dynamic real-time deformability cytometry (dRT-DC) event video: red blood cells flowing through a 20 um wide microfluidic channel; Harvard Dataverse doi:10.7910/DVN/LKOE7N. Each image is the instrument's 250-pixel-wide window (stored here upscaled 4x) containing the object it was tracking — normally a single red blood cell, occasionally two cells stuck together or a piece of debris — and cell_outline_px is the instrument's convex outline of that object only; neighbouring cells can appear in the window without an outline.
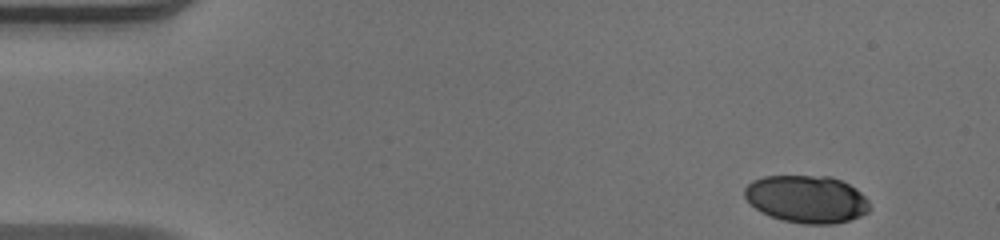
{"species": "human", "species_latin": "Homo sapiens", "temperature_condition": "warm", "stored_images_in_passage": 42, "camera_frame_rate_fps": 3000, "um_per_image_px": 0.085, "donor": {"sex": "male"}, "frame": {"image": 1, "passage_image": 1, "time_ms": 0.0, "image_size_px": [1000, 240], "cell_outline_px": [[868, 212], [860, 216], [848, 220], [832, 224], [804, 224], [784, 220], [760, 212], [744, 196], [744, 188], [752, 180], [764, 176], [832, 176], [856, 188], [868, 200]], "centroid_in_image_um": [68.55, 16.91], "position_along_channel_um": 16.4, "area_um2": 34.45}}
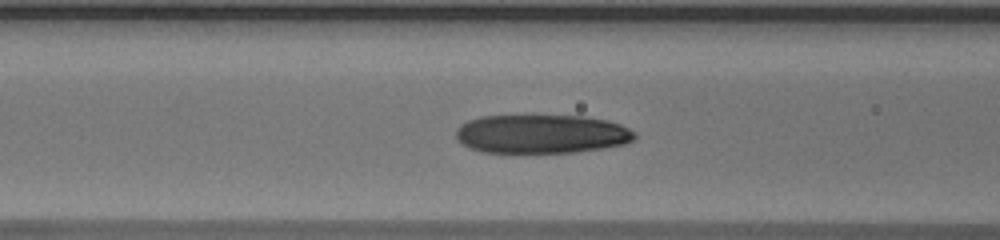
{"frame": {"image": 2, "passage_image": 17, "time_ms": 5.333, "image_size_px": [1000, 240], "cell_outline_px": [[636, 140], [624, 144], [604, 148], [576, 152], [484, 152], [468, 148], [460, 144], [456, 140], [456, 128], [460, 124], [468, 120], [480, 116], [584, 116], [608, 120], [620, 124], [636, 132]], "centroid_in_image_um": [46.03, 11.39], "position_along_channel_um": 120.6, "area_um2": 40.75}}
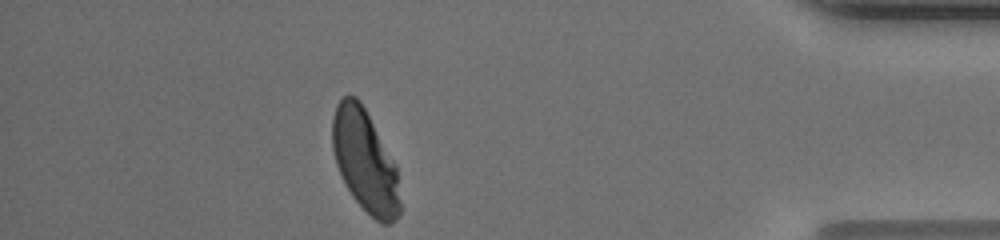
{"frame": {"image": 3, "passage_image": 41, "time_ms": 13.333, "image_size_px": [1000, 240], "cell_outline_px": [[400, 212], [396, 220], [388, 224], [384, 224], [376, 220], [352, 196], [336, 164], [332, 148], [332, 116], [336, 104], [348, 92], [356, 96], [360, 100], [396, 164], [400, 200]], "centroid_in_image_um": [31.02, 13.64], "position_along_channel_um": 404.2, "area_um2": 40.23}, "authors_computed_cell_mechanics": {"area_um2": 40.5467, "velocity_mm_per_s": 4.1082, "shape_relaxation_time_tau1_ms": 5.3191, "shape_relaxation_time_tau2_ms": 0.9139, "deformation_change_tau1": 0.1887, "deformation_change_tau2": 0.0659}}